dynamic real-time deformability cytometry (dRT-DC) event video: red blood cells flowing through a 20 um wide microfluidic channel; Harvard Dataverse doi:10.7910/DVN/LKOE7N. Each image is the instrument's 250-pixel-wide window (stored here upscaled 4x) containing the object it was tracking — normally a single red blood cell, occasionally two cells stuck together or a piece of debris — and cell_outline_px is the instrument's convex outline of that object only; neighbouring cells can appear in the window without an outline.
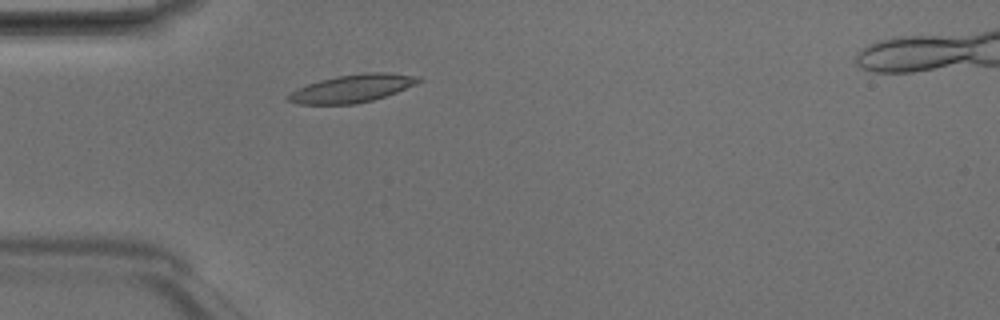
{"species": "Egyptian fruit bat (a non-hibernating species)", "species_latin": "Rousettus aegyptiacus", "temperature_condition": "room temperature", "stored_images_in_passage": 41, "camera_frame_rate_fps": 3000, "um_per_image_px": 0.085, "animal": {"sex": "male"}, "frame": {"image": 1, "passage_image": 7, "time_ms": 2.0, "image_size_px": [1000, 320], "cell_outline_px": [[424, 80], [416, 84], [396, 92], [372, 100], [356, 104], [296, 104], [284, 100], [284, 96], [296, 88], [320, 80], [336, 76], [368, 72], [384, 72], [420, 76]], "centroid_in_image_um": [29.89, 7.52], "position_along_channel_um": 55.1, "area_um2": 21.33}}
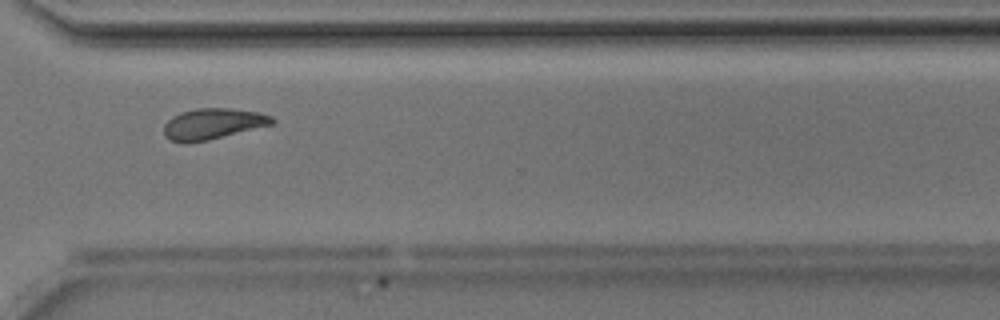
{"frame": {"image": 2, "passage_image": 29, "time_ms": 9.333, "image_size_px": [1000, 320], "cell_outline_px": [[276, 120], [272, 124], [208, 140], [184, 144], [172, 140], [164, 136], [164, 124], [172, 116], [180, 112], [196, 108], [228, 108], [260, 112], [272, 116]], "centroid_in_image_um": [18.07, 10.52], "position_along_channel_um": 352.5, "area_um2": 19.54}}
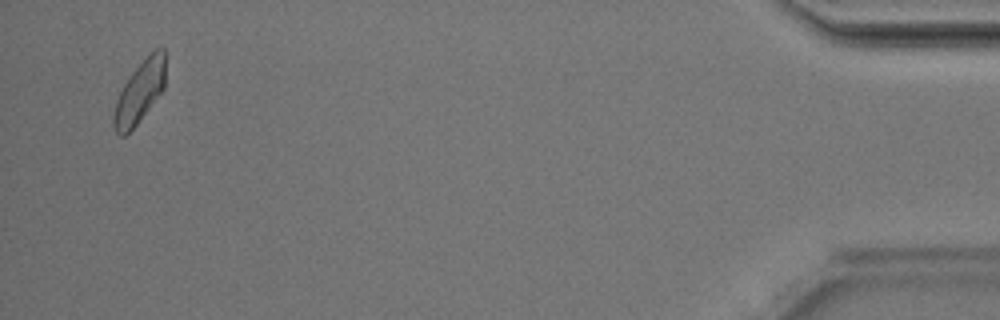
{"frame": {"image": 3, "passage_image": 40, "time_ms": 13.0, "image_size_px": [1000, 320], "cell_outline_px": [[164, 88], [136, 124], [124, 136], [120, 136], [116, 132], [112, 124], [112, 116], [116, 100], [124, 84], [132, 72], [156, 48], [164, 48]], "centroid_in_image_um": [11.83, 7.85], "position_along_channel_um": 423.4, "area_um2": 18.09}, "authors_computed_cell_mechanics": {"area_um2": 19.074, "velocity_mm_per_s": 4.1578, "shape_relaxation_time_tau1_ms": 4.0107, "shape_relaxation_time_tau2_ms": 6.5996, "deformation_change_tau1": 0.1342, "deformation_change_tau2": 0.1426}}